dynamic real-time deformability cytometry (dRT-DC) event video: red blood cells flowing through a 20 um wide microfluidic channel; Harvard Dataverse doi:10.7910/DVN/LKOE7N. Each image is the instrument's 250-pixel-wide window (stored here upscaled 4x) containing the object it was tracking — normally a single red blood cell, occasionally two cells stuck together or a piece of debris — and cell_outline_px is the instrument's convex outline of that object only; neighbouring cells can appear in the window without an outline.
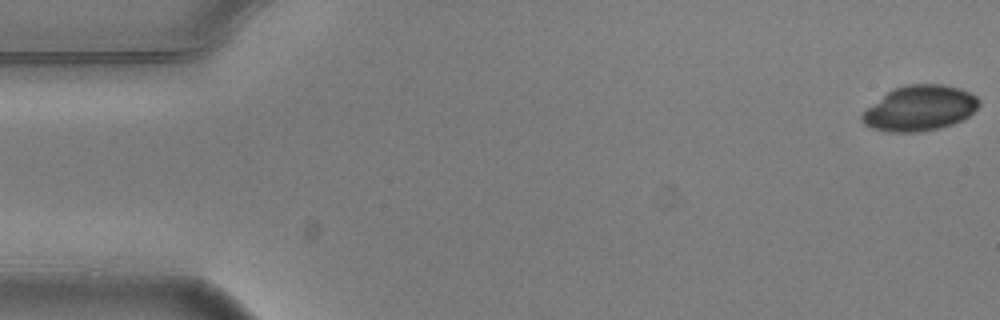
{"species": "common noctule bat (a hibernating species)", "species_latin": "Nyctalus noctula", "temperature_condition": "warm", "stored_images_in_passage": 4, "camera_frame_rate_fps": 3000, "um_per_image_px": 0.085, "animal": {"sex": "male", "body_mass_g": 20.5, "forearm_length_mm": 52.5}, "frame": {"image": 1, "passage_image": 1, "time_ms": 0.0, "image_size_px": [1000, 320], "cell_outline_px": [[980, 104], [968, 116], [952, 124], [940, 128], [916, 132], [888, 132], [872, 128], [864, 124], [860, 120], [860, 116], [868, 108], [888, 92], [896, 88], [908, 84], [940, 84], [960, 88], [976, 96], [980, 100]], "centroid_in_image_um": [78.18, 9.2], "position_along_channel_um": 6.8, "area_um2": 30.52}}